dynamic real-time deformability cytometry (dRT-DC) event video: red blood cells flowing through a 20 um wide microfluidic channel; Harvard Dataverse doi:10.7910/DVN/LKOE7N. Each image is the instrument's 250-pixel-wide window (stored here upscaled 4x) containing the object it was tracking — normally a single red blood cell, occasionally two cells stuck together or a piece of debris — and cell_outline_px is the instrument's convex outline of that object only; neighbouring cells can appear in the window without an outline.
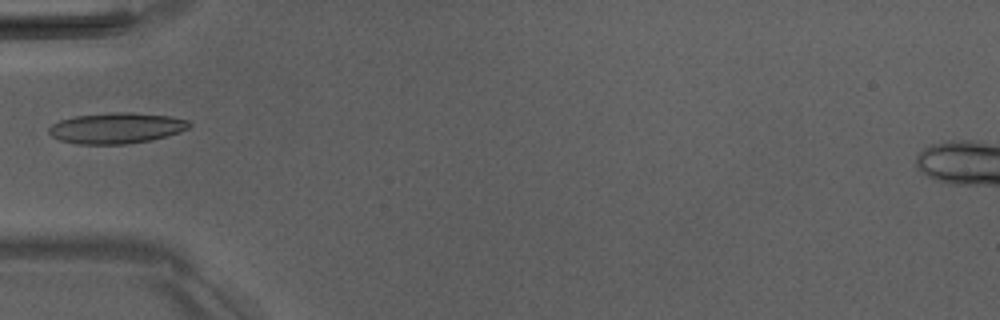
{"species": "Egyptian fruit bat (a non-hibernating species)", "species_latin": "Rousettus aegyptiacus", "temperature_condition": "room temperature", "stored_images_in_passage": 4, "camera_frame_rate_fps": 3000, "um_per_image_px": 0.085, "animal": {"sex": "male"}, "frame": {"image": 1, "passage_image": 3, "time_ms": 2.333, "image_size_px": [1000, 320], "cell_outline_px": [[192, 124], [188, 128], [180, 132], [152, 140], [128, 144], [80, 144], [60, 140], [52, 136], [48, 132], [48, 128], [52, 124], [60, 120], [76, 116], [116, 112], [128, 112], [168, 116], [188, 120]], "centroid_in_image_um": [9.9, 10.89], "position_along_channel_um": 75.1, "area_um2": 25.09}}